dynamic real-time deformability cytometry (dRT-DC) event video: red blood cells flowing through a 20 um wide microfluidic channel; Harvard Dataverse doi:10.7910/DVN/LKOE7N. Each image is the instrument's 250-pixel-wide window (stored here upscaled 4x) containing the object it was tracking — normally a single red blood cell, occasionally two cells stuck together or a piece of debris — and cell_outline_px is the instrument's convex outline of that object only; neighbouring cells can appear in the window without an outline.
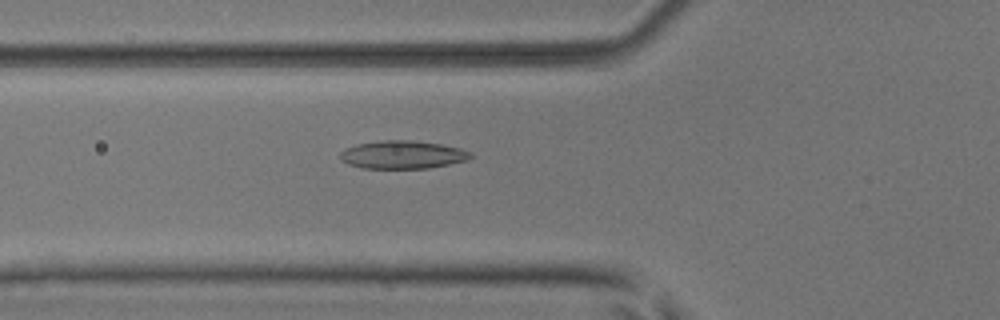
{"species": "common noctule bat (a hibernating species)", "species_latin": "Nyctalus noctula", "temperature_condition": "room temperature", "stored_images_in_passage": 52, "camera_frame_rate_fps": 3000, "um_per_image_px": 0.085, "animal": {"sex": "male", "body_mass_g": 17.9, "forearm_length_mm": 54.2}, "frame": {"image": 1, "passage_image": 19, "time_ms": 6.0, "image_size_px": [1000, 320], "cell_outline_px": [[472, 156], [468, 160], [428, 168], [360, 168], [348, 164], [340, 160], [340, 152], [344, 148], [356, 144], [380, 140], [412, 140], [440, 144], [460, 148], [472, 152]], "centroid_in_image_um": [34.18, 13.14], "position_along_channel_um": 91.6, "area_um2": 21.44}}
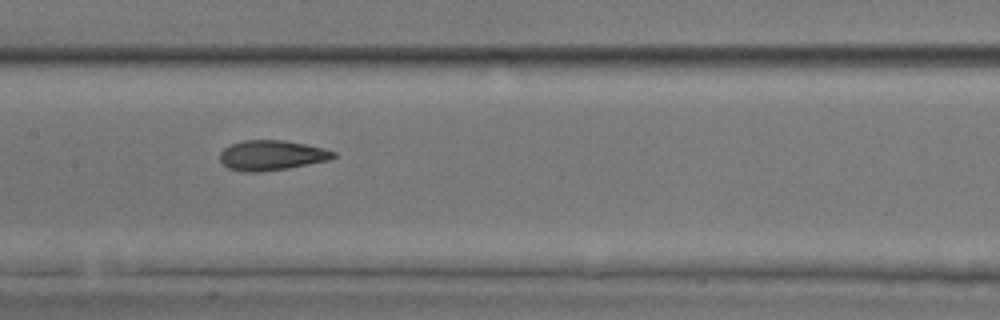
{"frame": {"image": 2, "passage_image": 26, "time_ms": 8.333, "image_size_px": [1000, 320], "cell_outline_px": [[336, 156], [328, 160], [288, 168], [260, 172], [244, 172], [228, 168], [220, 160], [220, 152], [224, 148], [232, 144], [244, 140], [284, 140], [324, 148], [336, 152]], "centroid_in_image_um": [23.08, 13.2], "position_along_channel_um": 184.3, "area_um2": 19.77}}
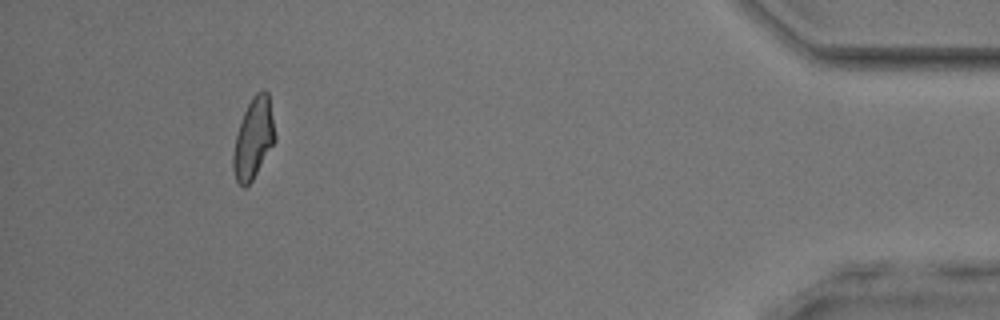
{"frame": {"image": 3, "passage_image": 48, "time_ms": 15.667, "image_size_px": [1000, 320], "cell_outline_px": [[276, 140], [252, 180], [244, 188], [236, 180], [232, 168], [232, 156], [236, 136], [244, 112], [252, 96], [256, 92], [264, 88], [268, 92], [276, 136]], "centroid_in_image_um": [21.55, 11.74], "position_along_channel_um": 413.7, "area_um2": 19.54}, "authors_computed_cell_mechanics": {"area_um2": 19.9988, "velocity_mm_per_s": 3.9665, "shape_relaxation_time_tau1_ms": 7.6896, "shape_relaxation_time_tau2_ms": 1.8829, "deformation_change_tau1": 0.1897, "deformation_change_tau2": 0.0907}}